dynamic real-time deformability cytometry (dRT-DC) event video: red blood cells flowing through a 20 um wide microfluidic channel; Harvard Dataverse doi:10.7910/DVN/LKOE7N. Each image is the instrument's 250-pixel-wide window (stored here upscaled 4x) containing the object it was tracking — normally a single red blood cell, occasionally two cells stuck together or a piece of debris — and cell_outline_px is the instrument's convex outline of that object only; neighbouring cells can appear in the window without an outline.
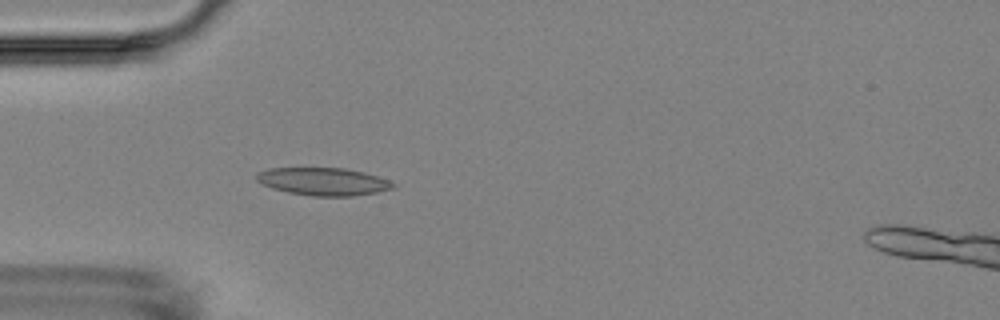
{"species": "Egyptian fruit bat (a non-hibernating species)", "species_latin": "Rousettus aegyptiacus", "temperature_condition": "room temperature", "stored_images_in_passage": 1, "camera_frame_rate_fps": 3000, "um_per_image_px": 0.085, "animal": {"sex": "female"}, "frame": {"image": 1, "passage_image": 1, "time_ms": 0.0, "image_size_px": [1000, 320], "cell_outline_px": [[396, 188], [376, 192], [352, 196], [312, 196], [288, 192], [272, 188], [260, 184], [256, 180], [256, 172], [268, 168], [344, 168], [364, 172], [388, 180], [396, 184]], "centroid_in_image_um": [27.45, 15.43], "position_along_channel_um": 57.6, "area_um2": 22.14}}